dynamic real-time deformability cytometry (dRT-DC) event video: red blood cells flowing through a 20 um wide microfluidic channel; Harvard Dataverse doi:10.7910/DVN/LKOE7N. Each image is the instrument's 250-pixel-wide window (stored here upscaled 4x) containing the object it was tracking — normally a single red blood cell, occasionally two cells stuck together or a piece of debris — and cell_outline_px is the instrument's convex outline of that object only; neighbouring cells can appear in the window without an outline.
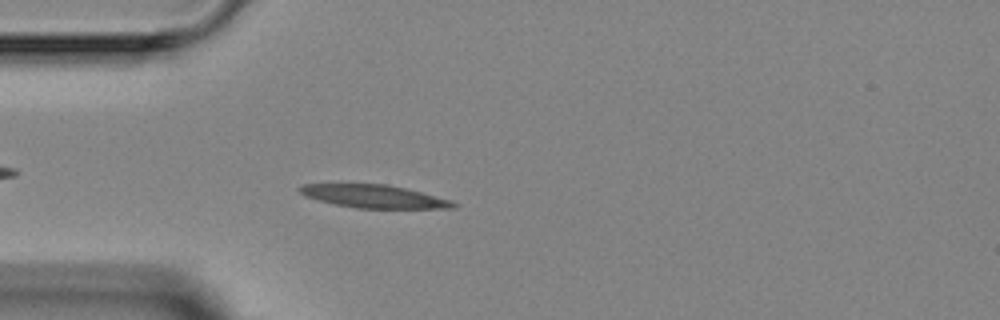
{"species": "Egyptian fruit bat (a non-hibernating species)", "species_latin": "Rousettus aegyptiacus", "temperature_condition": "room temperature", "stored_images_in_passage": 4, "camera_frame_rate_fps": 3000, "um_per_image_px": 0.085, "animal": {"sex": "female"}, "frame": {"image": 1, "passage_image": 4, "time_ms": 3.333, "image_size_px": [1000, 320], "cell_outline_px": [[460, 204], [456, 208], [356, 208], [332, 204], [304, 196], [296, 188], [300, 184], [384, 184], [404, 188], [452, 200]], "centroid_in_image_um": [31.76, 16.7], "position_along_channel_um": 53.2, "area_um2": 20.63}}